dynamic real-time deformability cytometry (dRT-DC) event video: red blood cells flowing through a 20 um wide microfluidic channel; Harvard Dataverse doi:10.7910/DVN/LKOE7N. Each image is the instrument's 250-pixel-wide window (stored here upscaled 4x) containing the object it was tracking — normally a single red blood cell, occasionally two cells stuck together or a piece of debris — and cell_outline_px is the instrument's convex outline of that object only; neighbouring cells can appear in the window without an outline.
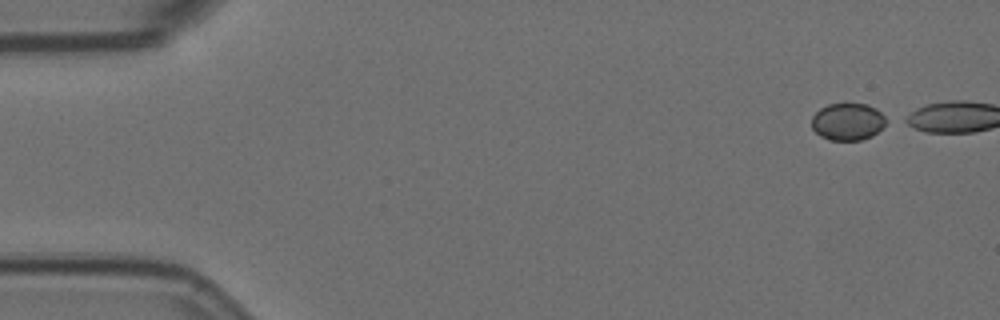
{"species": "Egyptian fruit bat (a non-hibernating species)", "species_latin": "Rousettus aegyptiacus", "temperature_condition": "room temperature", "stored_images_in_passage": 5, "camera_frame_rate_fps": 3000, "um_per_image_px": 0.085, "animal": {"sex": "female"}, "frame": {"image": 1, "passage_image": 1, "time_ms": 0.0, "image_size_px": [1000, 320], "cell_outline_px": [[892, 120], [872, 136], [860, 140], [828, 140], [820, 136], [812, 128], [812, 116], [820, 108], [828, 104], [844, 100], [868, 104], [876, 108]], "centroid_in_image_um": [72.11, 10.28], "position_along_channel_um": 12.9, "area_um2": 17.05}}
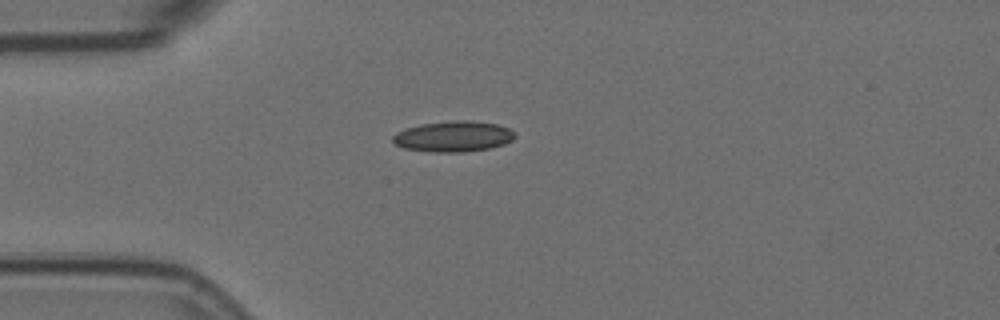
{"frame": {"image": 2, "passage_image": 5, "time_ms": 1.333, "image_size_px": [1000, 320], "cell_outline_px": [[516, 136], [512, 140], [504, 144], [488, 148], [464, 152], [432, 152], [404, 148], [396, 144], [392, 140], [392, 136], [396, 132], [420, 124], [452, 120], [472, 120], [496, 124], [508, 128], [516, 132]], "centroid_in_image_um": [38.55, 11.59], "position_along_channel_um": 46.5, "area_um2": 21.91}}